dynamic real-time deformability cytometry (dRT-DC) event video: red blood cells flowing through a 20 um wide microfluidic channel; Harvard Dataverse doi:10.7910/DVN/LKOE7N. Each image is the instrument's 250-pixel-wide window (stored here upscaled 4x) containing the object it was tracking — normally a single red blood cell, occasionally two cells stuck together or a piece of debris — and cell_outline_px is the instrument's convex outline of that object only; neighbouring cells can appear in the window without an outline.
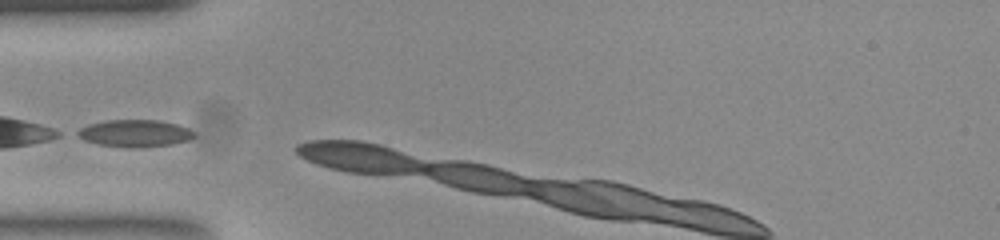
{"species": "common noctule bat (a hibernating species)", "species_latin": "Nyctalus noctula", "temperature_condition": "room temperature", "stored_images_in_passage": 2, "camera_frame_rate_fps": 3000, "um_per_image_px": 0.085, "animal": {"sex": "female", "body_mass_g": 23.0, "forearm_length_mm": 53.4}, "frame": {"image": 1, "passage_image": 1, "time_ms": 0.0, "image_size_px": [1000, 240], "cell_outline_px": [[196, 136], [188, 140], [172, 144], [140, 148], [128, 148], [100, 144], [84, 140], [76, 136], [72, 132], [88, 124], [104, 120], [160, 120], [180, 124], [196, 132]], "centroid_in_image_um": [11.46, 11.32], "position_along_channel_um": 73.5, "area_um2": 18.9}}